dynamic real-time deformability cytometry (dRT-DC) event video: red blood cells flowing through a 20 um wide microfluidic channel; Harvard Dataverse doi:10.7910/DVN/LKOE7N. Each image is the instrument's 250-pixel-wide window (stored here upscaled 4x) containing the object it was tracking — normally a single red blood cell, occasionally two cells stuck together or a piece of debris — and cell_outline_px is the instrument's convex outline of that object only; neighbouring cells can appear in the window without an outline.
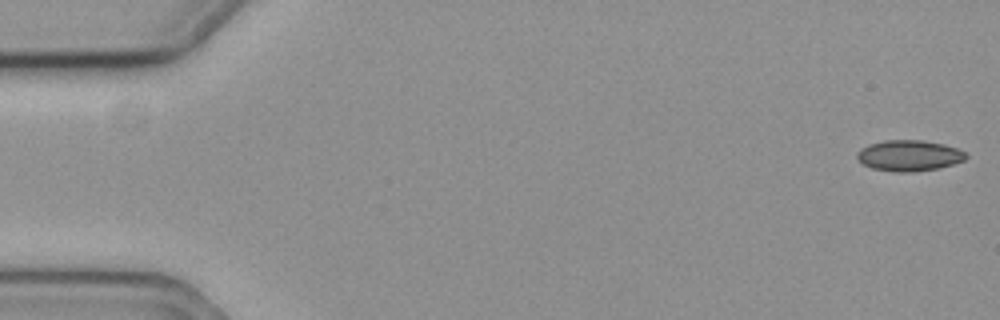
{"species": "common noctule bat (a hibernating species)", "species_latin": "Nyctalus noctula", "temperature_condition": "cold", "stored_images_in_passage": 14, "camera_frame_rate_fps": 3000, "um_per_image_px": 0.085, "animal": {"sex": "female", "body_mass_g": 19.3, "forearm_length_mm": 54.1}, "frame": {"image": 1, "passage_image": 1, "time_ms": 0.0, "image_size_px": [1000, 320], "cell_outline_px": [[968, 156], [964, 160], [952, 164], [936, 168], [912, 172], [896, 172], [872, 168], [864, 164], [856, 156], [856, 152], [860, 148], [868, 144], [884, 140], [920, 140], [944, 144], [956, 148], [964, 152]], "centroid_in_image_um": [77.24, 13.21], "position_along_channel_um": 7.8, "area_um2": 19.48}}
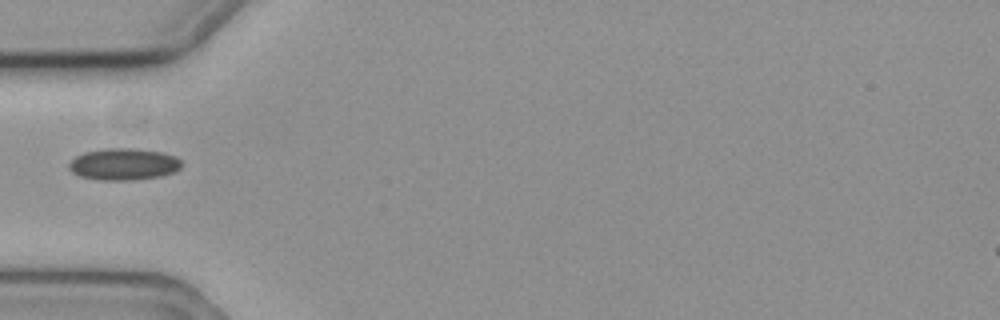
{"frame": {"image": 2, "passage_image": 14, "time_ms": 4.333, "image_size_px": [1000, 320], "cell_outline_px": [[184, 164], [176, 172], [160, 176], [132, 180], [100, 180], [80, 176], [72, 172], [68, 168], [68, 164], [76, 156], [84, 152], [108, 148], [136, 148], [164, 152], [176, 156]], "centroid_in_image_um": [10.55, 13.95], "position_along_channel_um": 74.4, "area_um2": 21.1}}